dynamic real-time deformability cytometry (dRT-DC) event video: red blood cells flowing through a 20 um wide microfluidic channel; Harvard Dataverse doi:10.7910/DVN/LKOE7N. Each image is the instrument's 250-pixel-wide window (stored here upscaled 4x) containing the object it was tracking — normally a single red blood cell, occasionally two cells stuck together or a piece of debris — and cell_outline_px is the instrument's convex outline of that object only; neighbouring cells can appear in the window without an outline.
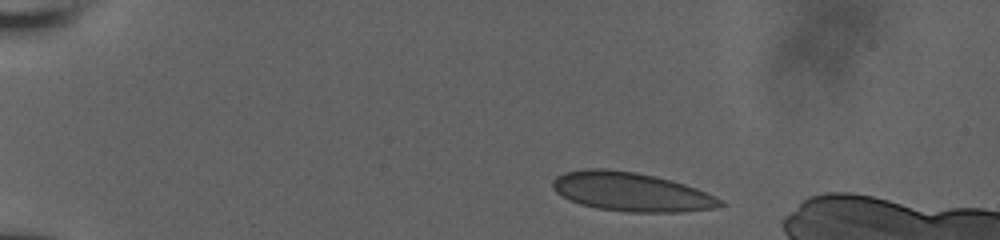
{"species": "human", "species_latin": "Homo sapiens", "temperature_condition": "room temperature", "stored_images_in_passage": 10, "camera_frame_rate_fps": 3000, "um_per_image_px": 0.085, "donor": {"sex": "male"}, "frame": {"image": 1, "passage_image": 1, "time_ms": 0.0, "image_size_px": [1000, 240], "cell_outline_px": [[724, 204], [716, 208], [680, 212], [628, 212], [596, 208], [580, 204], [568, 200], [556, 192], [552, 188], [552, 180], [556, 176], [564, 172], [584, 168], [608, 168], [636, 172], [656, 176], [672, 180], [696, 188], [720, 200]], "centroid_in_image_um": [53.58, 16.29], "position_along_channel_um": 31.4, "area_um2": 38.15}}
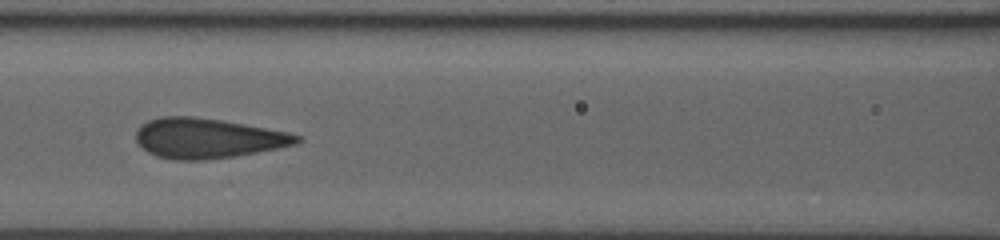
{"frame": {"image": 2, "passage_image": 6, "time_ms": 5.333, "image_size_px": [1000, 240], "cell_outline_px": [[300, 140], [296, 144], [236, 156], [204, 160], [176, 160], [156, 156], [148, 152], [136, 140], [136, 132], [140, 124], [148, 120], [160, 116], [192, 116], [220, 120], [244, 124], [288, 132], [300, 136]], "centroid_in_image_um": [17.6, 11.74], "position_along_channel_um": 149.0, "area_um2": 37.28}}
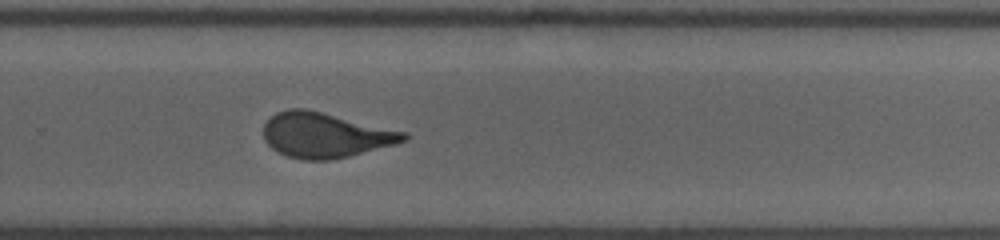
{"frame": {"image": 3, "passage_image": 10, "time_ms": 9.333, "image_size_px": [1000, 240], "cell_outline_px": [[408, 136], [404, 140], [396, 144], [332, 160], [304, 160], [288, 156], [272, 148], [264, 140], [264, 124], [276, 112], [288, 108], [304, 108], [408, 132]], "centroid_in_image_um": [27.64, 11.48], "position_along_channel_um": 302.2, "area_um2": 36.59}}